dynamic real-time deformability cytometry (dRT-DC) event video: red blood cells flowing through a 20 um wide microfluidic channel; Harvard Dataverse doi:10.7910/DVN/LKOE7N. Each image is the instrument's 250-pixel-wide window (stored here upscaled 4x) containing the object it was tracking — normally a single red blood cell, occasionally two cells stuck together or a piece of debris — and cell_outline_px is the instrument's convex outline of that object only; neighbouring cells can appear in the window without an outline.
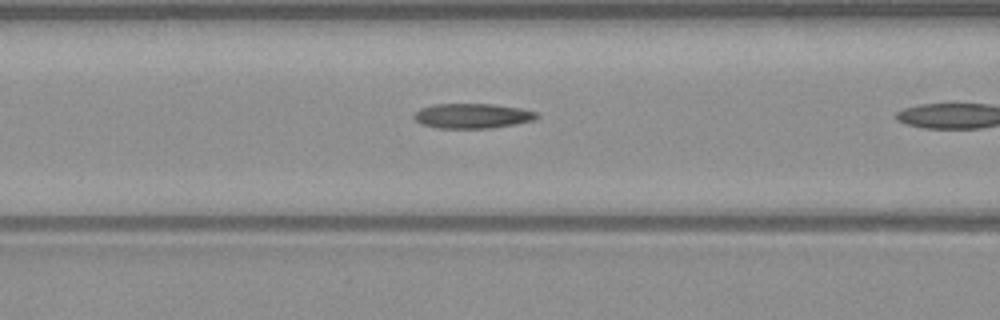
{"species": "common noctule bat (a hibernating species)", "species_latin": "Nyctalus noctula", "temperature_condition": "warm", "stored_images_in_passage": 9, "camera_frame_rate_fps": 3000, "um_per_image_px": 0.085, "animal": {"sex": "male", "body_mass_g": 23.1, "forearm_length_mm": 52.7}, "frame": {"image": 1, "passage_image": 8, "time_ms": 2.333, "image_size_px": [1000, 320], "cell_outline_px": [[540, 116], [536, 120], [516, 124], [492, 128], [436, 128], [420, 124], [412, 116], [420, 108], [432, 104], [496, 104], [520, 108], [536, 112]], "centroid_in_image_um": [40.16, 9.85], "position_along_channel_um": 126.4, "area_um2": 18.03}}